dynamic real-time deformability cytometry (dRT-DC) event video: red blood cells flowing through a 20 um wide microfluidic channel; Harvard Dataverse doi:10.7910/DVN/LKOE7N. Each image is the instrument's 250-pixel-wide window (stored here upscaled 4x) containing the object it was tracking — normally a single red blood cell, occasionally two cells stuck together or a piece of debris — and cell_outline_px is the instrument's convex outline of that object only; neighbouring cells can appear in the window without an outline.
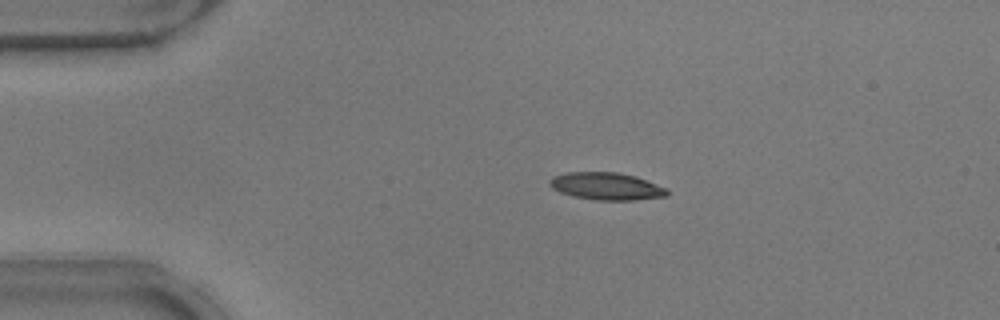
{"species": "common noctule bat (a hibernating species)", "species_latin": "Nyctalus noctula", "temperature_condition": "warm", "stored_images_in_passage": 7, "camera_frame_rate_fps": 3000, "um_per_image_px": 0.085, "animal": {"sex": "male", "body_mass_g": 17.9}, "frame": {"image": 1, "passage_image": 1, "time_ms": 0.0, "image_size_px": [1000, 320], "cell_outline_px": [[668, 196], [636, 200], [596, 200], [572, 196], [560, 192], [552, 188], [548, 184], [548, 180], [552, 176], [564, 172], [616, 172], [636, 176], [668, 188]], "centroid_in_image_um": [51.53, 15.82], "position_along_channel_um": 33.5, "area_um2": 19.02}}